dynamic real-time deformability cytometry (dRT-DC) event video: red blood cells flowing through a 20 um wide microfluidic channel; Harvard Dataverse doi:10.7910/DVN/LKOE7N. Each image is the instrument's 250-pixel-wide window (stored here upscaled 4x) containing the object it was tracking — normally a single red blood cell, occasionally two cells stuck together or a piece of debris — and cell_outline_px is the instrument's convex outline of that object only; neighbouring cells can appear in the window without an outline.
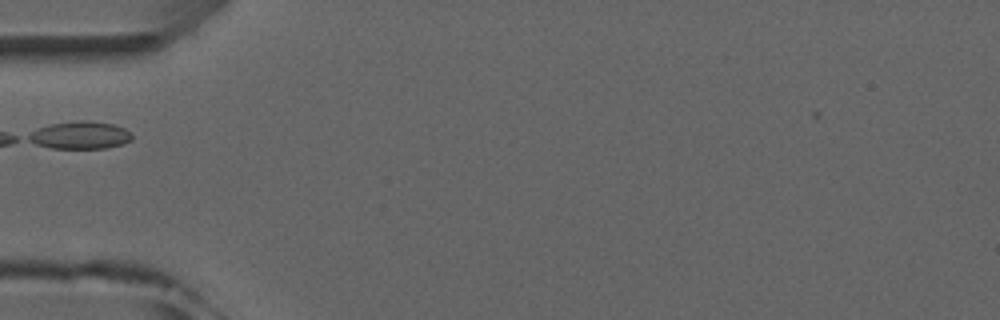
{"species": "common noctule bat (a hibernating species)", "species_latin": "Nyctalus noctula", "temperature_condition": "room temperature", "stored_images_in_passage": 4, "camera_frame_rate_fps": 3000, "um_per_image_px": 0.085, "animal": {"sex": "male", "forearm_length_mm": 52.5}, "frame": {"image": 1, "passage_image": 2, "time_ms": 1.333, "image_size_px": [1000, 320], "cell_outline_px": [[132, 140], [120, 144], [104, 148], [52, 148], [36, 144], [28, 140], [24, 136], [40, 128], [52, 124], [76, 120], [88, 120], [112, 124], [124, 128], [132, 136]], "centroid_in_image_um": [6.78, 11.49], "position_along_channel_um": 78.2, "area_um2": 16.42}}
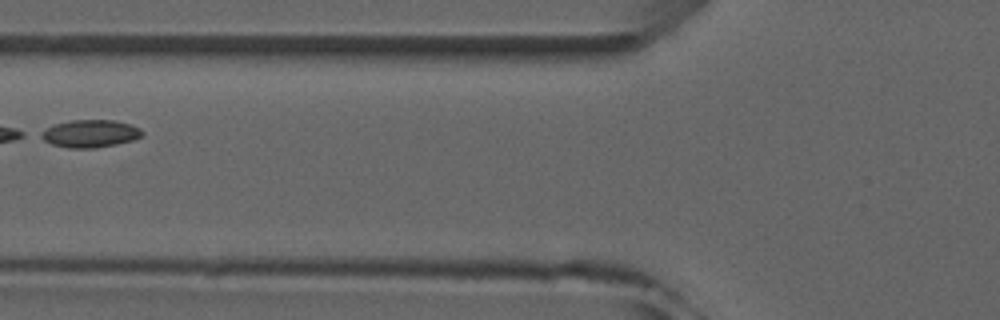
{"frame": {"image": 2, "passage_image": 3, "time_ms": 2.333, "image_size_px": [1000, 320], "cell_outline_px": [[144, 132], [140, 136], [132, 140], [116, 144], [96, 148], [68, 148], [52, 144], [36, 136], [40, 132], [56, 124], [72, 120], [112, 120], [128, 124], [140, 128]], "centroid_in_image_um": [7.63, 11.36], "position_along_channel_um": 118.2, "area_um2": 16.13}}
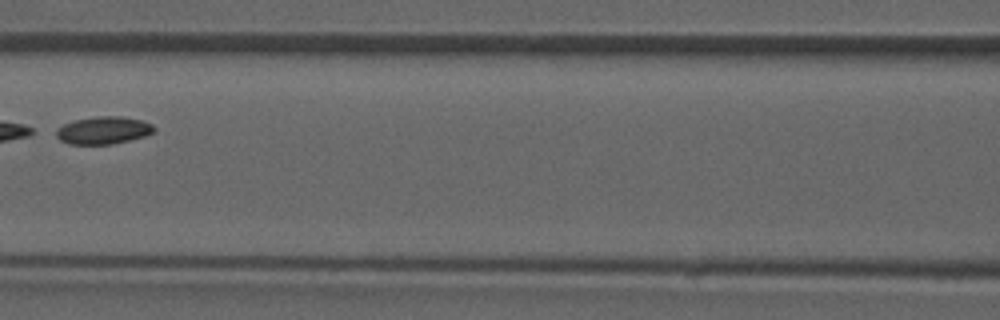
{"frame": {"image": 3, "passage_image": 4, "time_ms": 3.333, "image_size_px": [1000, 320], "cell_outline_px": [[156, 132], [144, 136], [112, 144], [68, 144], [60, 140], [56, 136], [56, 128], [64, 124], [76, 120], [96, 116], [124, 116], [144, 120], [152, 124], [156, 128]], "centroid_in_image_um": [8.82, 11.07], "position_along_channel_um": 157.8, "area_um2": 15.84}}